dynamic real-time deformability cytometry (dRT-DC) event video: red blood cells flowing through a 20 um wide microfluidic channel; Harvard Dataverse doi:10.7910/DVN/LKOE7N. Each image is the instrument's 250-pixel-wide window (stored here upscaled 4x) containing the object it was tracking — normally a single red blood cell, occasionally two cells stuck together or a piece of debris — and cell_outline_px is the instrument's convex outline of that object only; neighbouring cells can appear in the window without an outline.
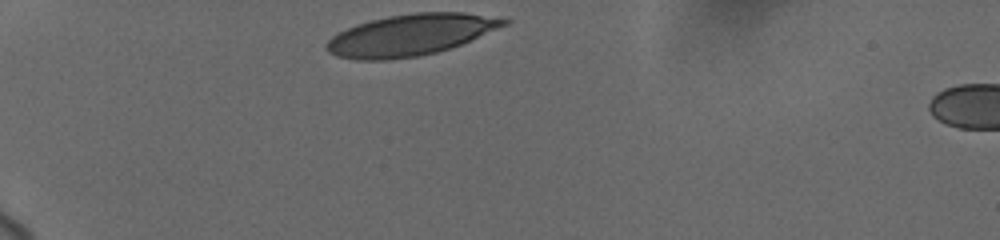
{"species": "human", "species_latin": "Homo sapiens", "temperature_condition": "cold", "stored_images_in_passage": 11, "camera_frame_rate_fps": 3000, "um_per_image_px": 0.085, "donor": {"sex": "female"}, "frame": {"image": 1, "passage_image": 1, "time_ms": 0.0, "image_size_px": [1000, 240], "cell_outline_px": [[512, 20], [508, 24], [460, 44], [436, 52], [420, 56], [388, 60], [356, 60], [336, 56], [328, 52], [324, 48], [324, 44], [336, 32], [356, 24], [388, 16], [412, 12], [464, 12], [508, 16]], "centroid_in_image_um": [34.92, 2.95], "position_along_channel_um": 50.1, "area_um2": 43.35}}